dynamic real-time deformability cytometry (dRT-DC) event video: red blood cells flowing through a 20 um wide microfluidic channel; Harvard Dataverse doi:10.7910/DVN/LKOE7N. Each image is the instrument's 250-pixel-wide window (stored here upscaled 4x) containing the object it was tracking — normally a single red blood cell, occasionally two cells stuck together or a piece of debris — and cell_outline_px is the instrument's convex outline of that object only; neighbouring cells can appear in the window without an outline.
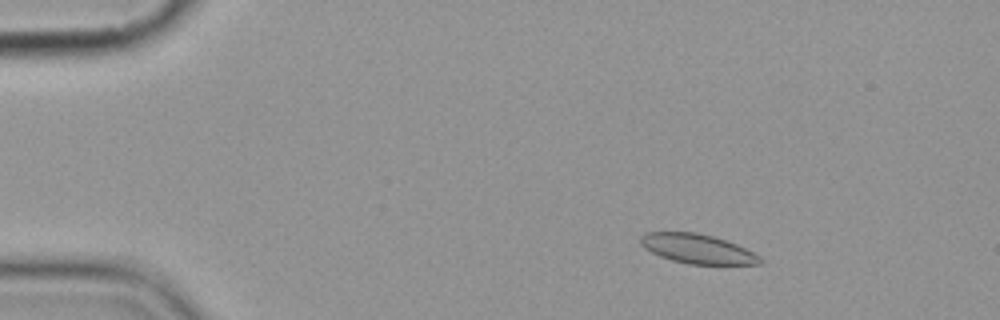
{"species": "common noctule bat (a hibernating species)", "species_latin": "Nyctalus noctula", "temperature_condition": "cold", "stored_images_in_passage": 7, "camera_frame_rate_fps": 3000, "um_per_image_px": 0.085, "animal": {"sex": "female", "body_mass_g": 19.9}, "frame": {"image": 1, "passage_image": 2, "time_ms": 1.0, "image_size_px": [1000, 320], "cell_outline_px": [[764, 264], [688, 264], [672, 260], [660, 256], [644, 248], [640, 244], [640, 236], [644, 232], [696, 232], [728, 240], [760, 256], [764, 260]], "centroid_in_image_um": [59.28, 21.14], "position_along_channel_um": 25.7, "area_um2": 20.58}}
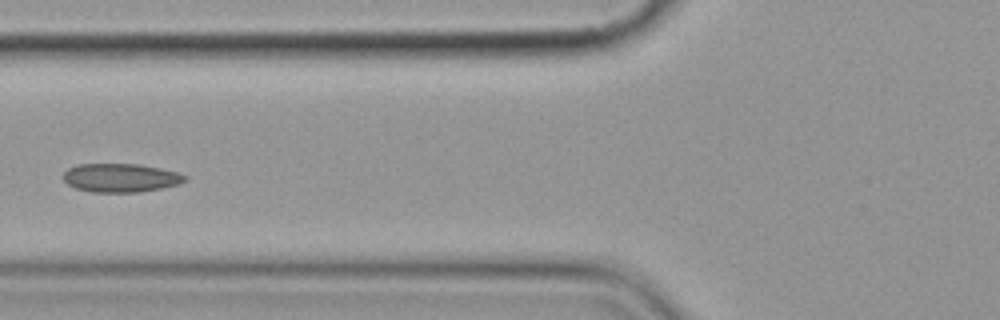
{"frame": {"image": 2, "passage_image": 6, "time_ms": 5.667, "image_size_px": [1000, 320], "cell_outline_px": [[188, 180], [180, 184], [160, 188], [136, 192], [92, 192], [76, 188], [68, 184], [64, 180], [64, 172], [68, 168], [76, 164], [140, 164], [160, 168], [176, 172], [188, 176]], "centroid_in_image_um": [10.27, 15.1], "position_along_channel_um": 115.5, "area_um2": 20.29}}
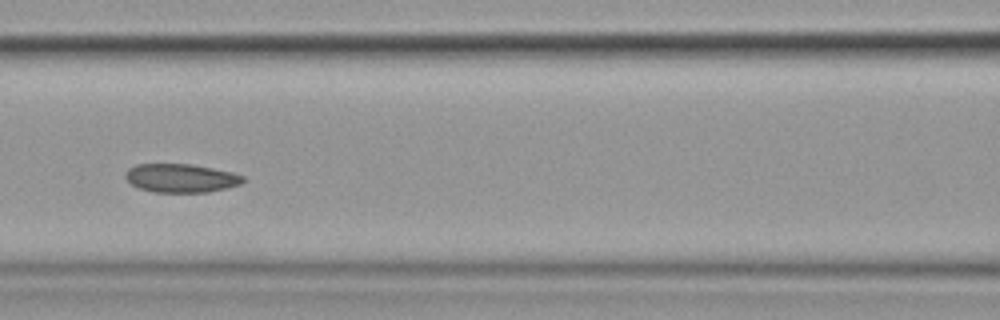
{"frame": {"image": 3, "passage_image": 7, "time_ms": 6.667, "image_size_px": [1000, 320], "cell_outline_px": [[244, 180], [240, 184], [208, 192], [152, 192], [140, 188], [132, 184], [124, 176], [124, 172], [128, 168], [136, 164], [192, 164], [232, 172], [244, 176]], "centroid_in_image_um": [15.35, 15.13], "position_along_channel_um": 151.3, "area_um2": 19.54}}